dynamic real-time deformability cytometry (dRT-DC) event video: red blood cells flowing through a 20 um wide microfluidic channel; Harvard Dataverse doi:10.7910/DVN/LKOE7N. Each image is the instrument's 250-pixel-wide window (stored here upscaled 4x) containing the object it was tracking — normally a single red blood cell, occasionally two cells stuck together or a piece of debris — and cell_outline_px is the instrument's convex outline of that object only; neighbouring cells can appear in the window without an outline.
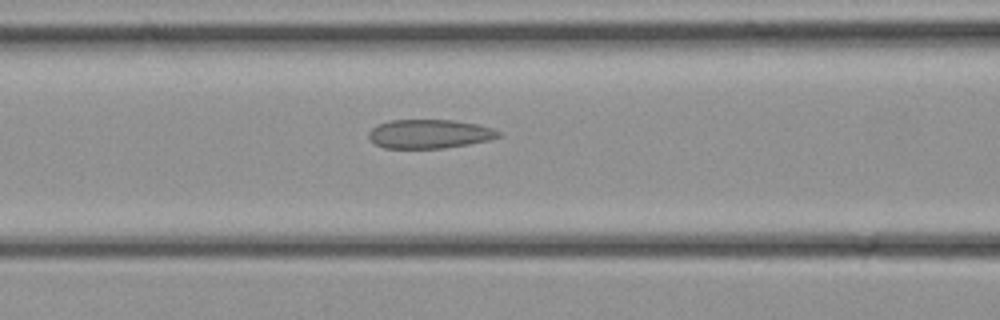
{"species": "common noctule bat (a hibernating species)", "species_latin": "Nyctalus noctula", "temperature_condition": "cold", "stored_images_in_passage": 22, "camera_frame_rate_fps": 3000, "um_per_image_px": 0.085, "animal": {"sex": "female", "body_mass_g": 21.9}, "frame": {"image": 1, "passage_image": 6, "time_ms": 1.667, "image_size_px": [1000, 320], "cell_outline_px": [[504, 136], [492, 140], [444, 148], [384, 148], [368, 140], [368, 132], [372, 128], [380, 124], [392, 120], [452, 120], [476, 124], [492, 128], [500, 132]], "centroid_in_image_um": [36.53, 11.39], "position_along_channel_um": 130.1, "area_um2": 21.96}}
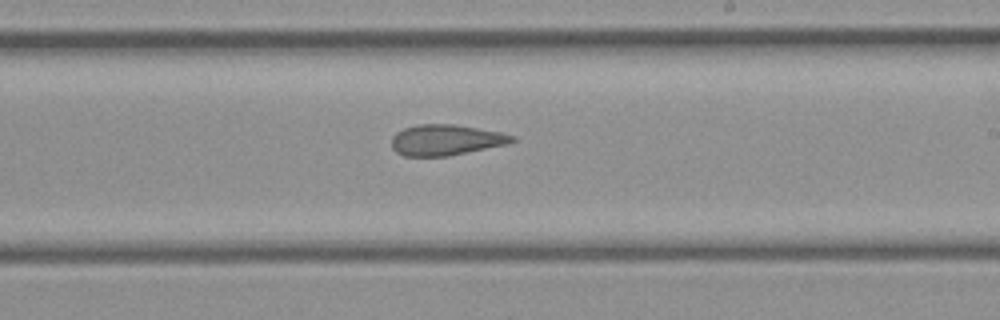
{"frame": {"image": 2, "passage_image": 12, "time_ms": 3.667, "image_size_px": [1000, 320], "cell_outline_px": [[516, 140], [508, 144], [448, 156], [404, 156], [396, 152], [392, 148], [392, 136], [396, 132], [404, 128], [416, 124], [456, 124], [500, 132], [516, 136]], "centroid_in_image_um": [37.9, 11.89], "position_along_channel_um": 251.1, "area_um2": 21.73}}
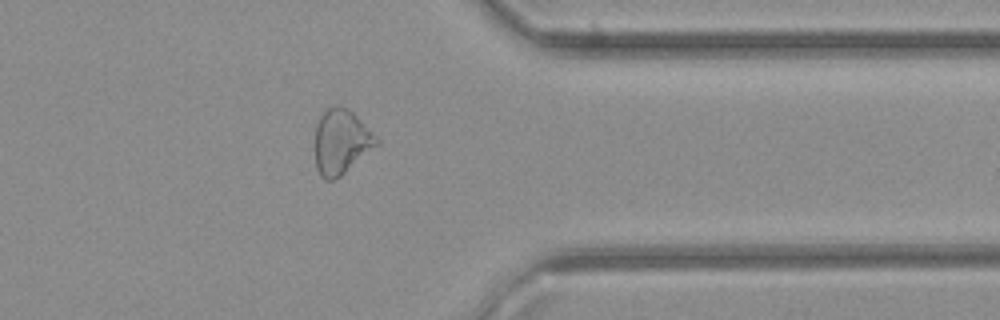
{"frame": {"image": 3, "passage_image": 19, "time_ms": 6.0, "image_size_px": [1000, 320], "cell_outline_px": [[380, 144], [340, 176], [332, 180], [324, 180], [320, 176], [316, 168], [316, 124], [320, 116], [332, 104], [336, 104], [352, 112], [380, 140]], "centroid_in_image_um": [29.0, 12.06], "position_along_channel_um": 382.4, "area_um2": 23.06}}